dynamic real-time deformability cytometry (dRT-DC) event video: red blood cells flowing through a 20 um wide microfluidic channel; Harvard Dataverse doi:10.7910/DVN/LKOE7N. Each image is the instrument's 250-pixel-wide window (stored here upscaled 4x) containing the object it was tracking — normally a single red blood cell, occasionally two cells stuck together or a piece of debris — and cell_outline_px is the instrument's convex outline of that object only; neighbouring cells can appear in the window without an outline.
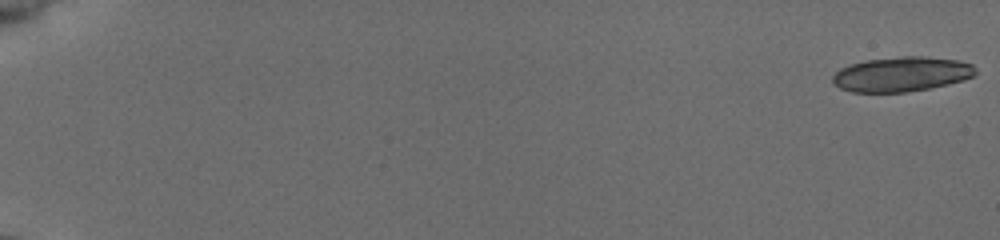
{"species": "common noctule bat (a hibernating species)", "species_latin": "Nyctalus noctula", "temperature_condition": "cold", "stored_images_in_passage": 23, "camera_frame_rate_fps": 3000, "um_per_image_px": 0.085, "animal": {"sex": "female", "body_mass_g": 19.5, "forearm_length_mm": 54.1}, "frame": {"image": 1, "passage_image": 1, "time_ms": 0.0, "image_size_px": [1000, 240], "cell_outline_px": [[976, 72], [972, 76], [964, 80], [948, 84], [928, 88], [904, 92], [852, 92], [840, 88], [832, 80], [832, 76], [840, 68], [852, 64], [868, 60], [900, 56], [924, 56], [956, 60], [972, 64], [976, 68]], "centroid_in_image_um": [76.64, 6.3], "position_along_channel_um": 8.4, "area_um2": 28.73}}